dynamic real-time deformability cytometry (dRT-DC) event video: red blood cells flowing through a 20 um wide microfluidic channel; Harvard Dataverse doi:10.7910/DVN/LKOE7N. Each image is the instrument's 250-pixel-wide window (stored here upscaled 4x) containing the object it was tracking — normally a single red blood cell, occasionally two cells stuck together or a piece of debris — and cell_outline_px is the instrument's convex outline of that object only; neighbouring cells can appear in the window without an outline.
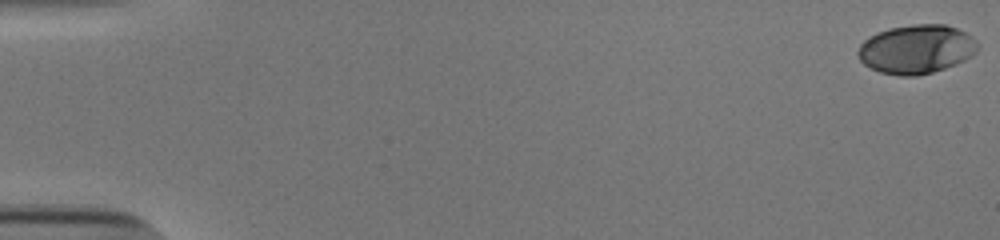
{"species": "human", "species_latin": "Homo sapiens", "temperature_condition": "cold", "stored_images_in_passage": 48, "camera_frame_rate_fps": 3000, "um_per_image_px": 0.085, "donor": {"sex": "male"}, "frame": {"image": 1, "passage_image": 1, "time_ms": 0.0, "image_size_px": [1000, 240], "cell_outline_px": [[980, 44], [976, 52], [972, 56], [956, 64], [932, 72], [916, 76], [900, 76], [880, 72], [864, 64], [860, 60], [856, 52], [860, 44], [864, 40], [888, 28], [912, 24], [944, 24], [956, 28], [972, 36]], "centroid_in_image_um": [77.91, 4.18], "position_along_channel_um": 7.1, "area_um2": 34.16}}
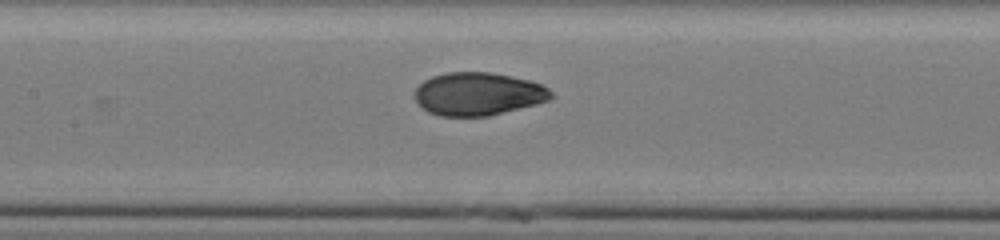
{"frame": {"image": 2, "passage_image": 27, "time_ms": 8.667, "image_size_px": [1000, 240], "cell_outline_px": [[552, 96], [548, 100], [536, 104], [488, 116], [440, 116], [428, 112], [416, 100], [412, 92], [424, 80], [432, 76], [448, 72], [492, 72], [528, 80], [540, 84], [548, 88], [552, 92]], "centroid_in_image_um": [40.61, 7.98], "position_along_channel_um": 166.8, "area_um2": 34.04}}
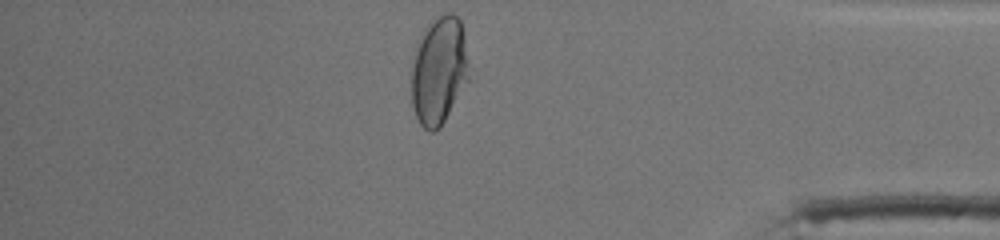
{"frame": {"image": 3, "passage_image": 47, "time_ms": 15.333, "image_size_px": [1000, 240], "cell_outline_px": [[468, 80], [440, 128], [432, 132], [428, 132], [420, 124], [416, 116], [412, 104], [412, 60], [416, 48], [432, 16], [448, 12], [452, 12], [460, 20], [468, 64]], "centroid_in_image_um": [37.29, 5.99], "position_along_channel_um": 397.9, "area_um2": 35.84}, "authors_computed_cell_mechanics": {"area_um2": 34.1309, "velocity_mm_per_s": 3.885, "shape_relaxation_time_tau1_ms": 5.9676, "shape_relaxation_time_tau2_ms": 0.7919, "deformation_change_tau1": 0.1949, "deformation_change_tau2": 0.043}}